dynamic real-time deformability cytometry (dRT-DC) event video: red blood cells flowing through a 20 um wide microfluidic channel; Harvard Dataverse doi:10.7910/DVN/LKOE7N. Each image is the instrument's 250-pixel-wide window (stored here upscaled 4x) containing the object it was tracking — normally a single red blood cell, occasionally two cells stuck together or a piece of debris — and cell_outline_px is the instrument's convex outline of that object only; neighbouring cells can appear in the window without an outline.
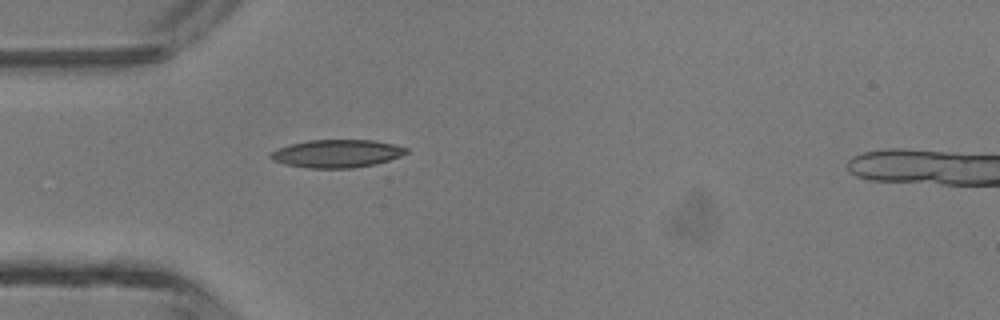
{"species": "common noctule bat (a hibernating species)", "species_latin": "Nyctalus noctula", "temperature_condition": "room temperature", "stored_images_in_passage": 4, "camera_frame_rate_fps": 3000, "um_per_image_px": 0.085, "animal": {"sex": "male", "body_mass_g": 13.3}, "frame": {"image": 1, "passage_image": 4, "time_ms": 1.0, "image_size_px": [1000, 320], "cell_outline_px": [[408, 152], [400, 156], [376, 164], [352, 168], [308, 168], [284, 164], [272, 160], [268, 156], [272, 152], [280, 148], [292, 144], [308, 140], [372, 140], [392, 144], [408, 148]], "centroid_in_image_um": [28.63, 13.06], "position_along_channel_um": 56.4, "area_um2": 21.91}}